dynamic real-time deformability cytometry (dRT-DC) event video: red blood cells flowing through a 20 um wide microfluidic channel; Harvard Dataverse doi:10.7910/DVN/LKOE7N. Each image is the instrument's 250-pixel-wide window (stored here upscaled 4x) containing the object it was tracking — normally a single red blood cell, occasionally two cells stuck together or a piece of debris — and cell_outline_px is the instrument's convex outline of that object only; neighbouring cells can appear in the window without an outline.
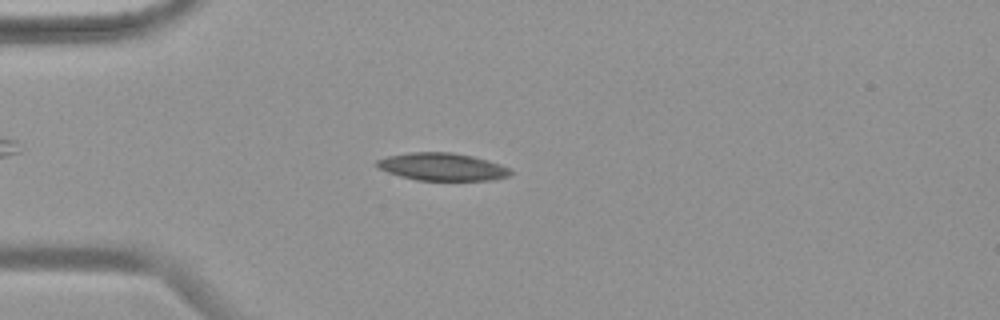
{"species": "common noctule bat (a hibernating species)", "species_latin": "Nyctalus noctula", "temperature_condition": "warm", "stored_images_in_passage": 53, "camera_frame_rate_fps": 3000, "um_per_image_px": 0.085, "animal": {"sex": "female", "body_mass_g": 19.9}, "frame": {"image": 1, "passage_image": 11, "time_ms": 3.333, "image_size_px": [1000, 320], "cell_outline_px": [[512, 172], [508, 176], [496, 180], [416, 180], [400, 176], [388, 172], [372, 164], [376, 160], [388, 156], [408, 152], [452, 152], [472, 156], [488, 160], [500, 164], [508, 168]], "centroid_in_image_um": [37.56, 14.17], "position_along_channel_um": 47.4, "area_um2": 21.56}}
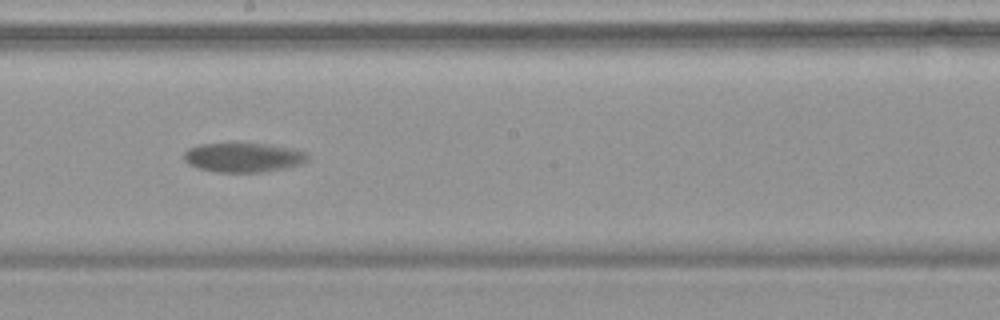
{"frame": {"image": 2, "passage_image": 28, "time_ms": 9.0, "image_size_px": [1000, 320], "cell_outline_px": [[308, 160], [300, 164], [284, 168], [260, 172], [216, 172], [200, 168], [188, 164], [184, 160], [184, 152], [188, 148], [200, 144], [232, 140], [272, 144], [292, 148], [304, 152], [308, 156]], "centroid_in_image_um": [20.64, 13.32], "position_along_channel_um": 227.6, "area_um2": 22.02}}
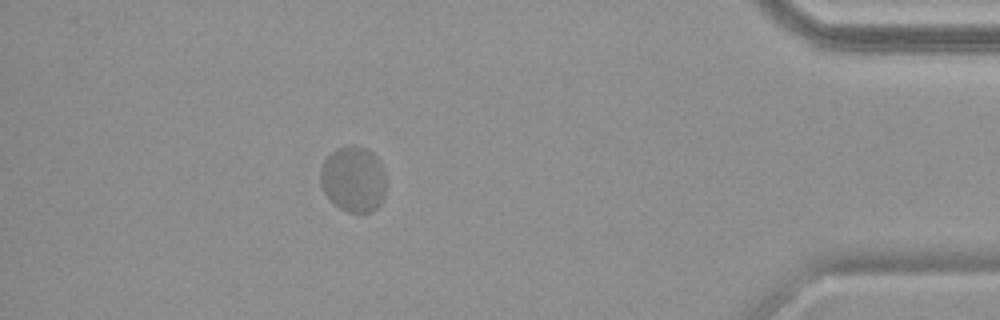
{"frame": {"image": 3, "passage_image": 47, "time_ms": 15.333, "image_size_px": [1000, 320], "cell_outline_px": [[384, 196], [380, 204], [372, 212], [348, 212], [340, 208], [324, 192], [320, 184], [320, 168], [324, 160], [336, 148], [348, 144], [356, 144], [368, 148], [380, 160], [384, 168]], "centroid_in_image_um": [30.04, 15.18], "position_along_channel_um": 405.2, "area_um2": 25.43}}